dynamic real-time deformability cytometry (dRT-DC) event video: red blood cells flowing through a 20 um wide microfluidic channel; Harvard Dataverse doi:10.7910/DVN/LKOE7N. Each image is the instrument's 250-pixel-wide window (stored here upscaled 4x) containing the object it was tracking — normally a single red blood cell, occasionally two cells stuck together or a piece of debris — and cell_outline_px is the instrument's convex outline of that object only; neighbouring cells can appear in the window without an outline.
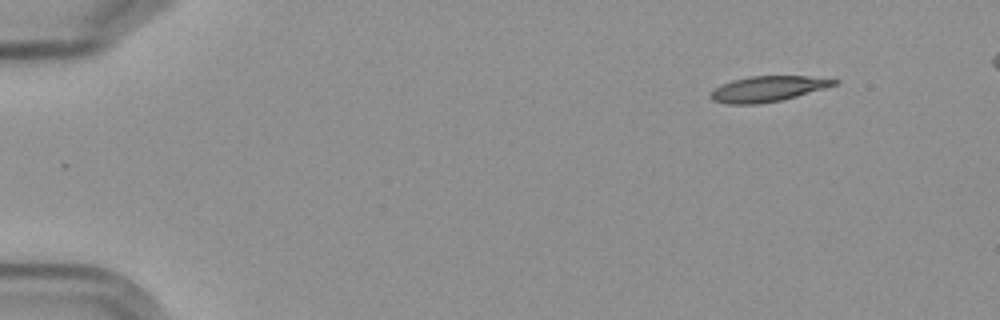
{"species": "Egyptian fruit bat (a non-hibernating species)", "species_latin": "Rousettus aegyptiacus", "temperature_condition": "cold", "stored_images_in_passage": 2, "camera_frame_rate_fps": 3000, "um_per_image_px": 0.085, "frame": {"image": 1, "passage_image": 2, "time_ms": 2.0, "image_size_px": [1000, 320], "cell_outline_px": [[840, 80], [836, 84], [824, 88], [796, 96], [780, 100], [760, 104], [724, 104], [712, 100], [708, 96], [708, 92], [712, 88], [720, 84], [732, 80], [748, 76], [808, 76]], "centroid_in_image_um": [65.15, 7.55], "position_along_channel_um": 19.9, "area_um2": 18.55}}